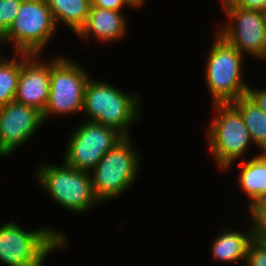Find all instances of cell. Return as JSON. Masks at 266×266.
Listing matches in <instances>:
<instances>
[{
	"label": "cell",
	"instance_id": "5bb4252c",
	"mask_svg": "<svg viewBox=\"0 0 266 266\" xmlns=\"http://www.w3.org/2000/svg\"><path fill=\"white\" fill-rule=\"evenodd\" d=\"M253 241L251 230L248 232L224 229L212 243L211 252L215 260L238 262L246 260L248 247Z\"/></svg>",
	"mask_w": 266,
	"mask_h": 266
},
{
	"label": "cell",
	"instance_id": "ba28073f",
	"mask_svg": "<svg viewBox=\"0 0 266 266\" xmlns=\"http://www.w3.org/2000/svg\"><path fill=\"white\" fill-rule=\"evenodd\" d=\"M56 29L45 0H23L12 26L2 36V42H12L15 53L39 55Z\"/></svg>",
	"mask_w": 266,
	"mask_h": 266
},
{
	"label": "cell",
	"instance_id": "7c38bea8",
	"mask_svg": "<svg viewBox=\"0 0 266 266\" xmlns=\"http://www.w3.org/2000/svg\"><path fill=\"white\" fill-rule=\"evenodd\" d=\"M37 57L38 54L21 53V71L14 101L43 113L50 92V62H41Z\"/></svg>",
	"mask_w": 266,
	"mask_h": 266
},
{
	"label": "cell",
	"instance_id": "5b68a950",
	"mask_svg": "<svg viewBox=\"0 0 266 266\" xmlns=\"http://www.w3.org/2000/svg\"><path fill=\"white\" fill-rule=\"evenodd\" d=\"M206 62V83L213 103H231L246 95L248 86L242 76L243 54L215 34Z\"/></svg>",
	"mask_w": 266,
	"mask_h": 266
},
{
	"label": "cell",
	"instance_id": "4fadbf2b",
	"mask_svg": "<svg viewBox=\"0 0 266 266\" xmlns=\"http://www.w3.org/2000/svg\"><path fill=\"white\" fill-rule=\"evenodd\" d=\"M125 20L122 11L90 7L87 22L77 36L86 41L93 36L103 43L120 40L126 33Z\"/></svg>",
	"mask_w": 266,
	"mask_h": 266
},
{
	"label": "cell",
	"instance_id": "cb8c5ba5",
	"mask_svg": "<svg viewBox=\"0 0 266 266\" xmlns=\"http://www.w3.org/2000/svg\"><path fill=\"white\" fill-rule=\"evenodd\" d=\"M232 4L242 9L258 10L266 13V0H235Z\"/></svg>",
	"mask_w": 266,
	"mask_h": 266
},
{
	"label": "cell",
	"instance_id": "30bf717a",
	"mask_svg": "<svg viewBox=\"0 0 266 266\" xmlns=\"http://www.w3.org/2000/svg\"><path fill=\"white\" fill-rule=\"evenodd\" d=\"M226 24L220 25L217 33L244 56L264 59V23L266 13L246 10L233 4L224 5Z\"/></svg>",
	"mask_w": 266,
	"mask_h": 266
},
{
	"label": "cell",
	"instance_id": "f1b7e54d",
	"mask_svg": "<svg viewBox=\"0 0 266 266\" xmlns=\"http://www.w3.org/2000/svg\"><path fill=\"white\" fill-rule=\"evenodd\" d=\"M1 43H2V36L0 35V45H1ZM1 51V50H0Z\"/></svg>",
	"mask_w": 266,
	"mask_h": 266
},
{
	"label": "cell",
	"instance_id": "484cf974",
	"mask_svg": "<svg viewBox=\"0 0 266 266\" xmlns=\"http://www.w3.org/2000/svg\"><path fill=\"white\" fill-rule=\"evenodd\" d=\"M127 3L133 8H139L144 4L145 0H126Z\"/></svg>",
	"mask_w": 266,
	"mask_h": 266
},
{
	"label": "cell",
	"instance_id": "7402d4cb",
	"mask_svg": "<svg viewBox=\"0 0 266 266\" xmlns=\"http://www.w3.org/2000/svg\"><path fill=\"white\" fill-rule=\"evenodd\" d=\"M246 95L266 114V89L251 88V86H248Z\"/></svg>",
	"mask_w": 266,
	"mask_h": 266
},
{
	"label": "cell",
	"instance_id": "ac0fdd59",
	"mask_svg": "<svg viewBox=\"0 0 266 266\" xmlns=\"http://www.w3.org/2000/svg\"><path fill=\"white\" fill-rule=\"evenodd\" d=\"M14 55L16 57L8 60L0 54V106L15 99L21 71V53H14Z\"/></svg>",
	"mask_w": 266,
	"mask_h": 266
},
{
	"label": "cell",
	"instance_id": "83f0119b",
	"mask_svg": "<svg viewBox=\"0 0 266 266\" xmlns=\"http://www.w3.org/2000/svg\"><path fill=\"white\" fill-rule=\"evenodd\" d=\"M235 0H220L221 6L232 4Z\"/></svg>",
	"mask_w": 266,
	"mask_h": 266
},
{
	"label": "cell",
	"instance_id": "3957f363",
	"mask_svg": "<svg viewBox=\"0 0 266 266\" xmlns=\"http://www.w3.org/2000/svg\"><path fill=\"white\" fill-rule=\"evenodd\" d=\"M132 143L130 137H125L107 151L90 172L93 191L99 204L122 195L137 180L141 157L139 158Z\"/></svg>",
	"mask_w": 266,
	"mask_h": 266
},
{
	"label": "cell",
	"instance_id": "9c48e42d",
	"mask_svg": "<svg viewBox=\"0 0 266 266\" xmlns=\"http://www.w3.org/2000/svg\"><path fill=\"white\" fill-rule=\"evenodd\" d=\"M69 137L64 163L90 172L125 137L114 128L88 121L80 124Z\"/></svg>",
	"mask_w": 266,
	"mask_h": 266
},
{
	"label": "cell",
	"instance_id": "9a60e30c",
	"mask_svg": "<svg viewBox=\"0 0 266 266\" xmlns=\"http://www.w3.org/2000/svg\"><path fill=\"white\" fill-rule=\"evenodd\" d=\"M239 170V187L250 197V205L266 194V153L241 161Z\"/></svg>",
	"mask_w": 266,
	"mask_h": 266
},
{
	"label": "cell",
	"instance_id": "8992f818",
	"mask_svg": "<svg viewBox=\"0 0 266 266\" xmlns=\"http://www.w3.org/2000/svg\"><path fill=\"white\" fill-rule=\"evenodd\" d=\"M214 120L207 127L210 154L220 169H229L253 144L243 118L231 103H212Z\"/></svg>",
	"mask_w": 266,
	"mask_h": 266
},
{
	"label": "cell",
	"instance_id": "7a4b0ae2",
	"mask_svg": "<svg viewBox=\"0 0 266 266\" xmlns=\"http://www.w3.org/2000/svg\"><path fill=\"white\" fill-rule=\"evenodd\" d=\"M34 230L26 231L13 221L1 225V263L7 266H43L51 252L67 244L65 235L52 227Z\"/></svg>",
	"mask_w": 266,
	"mask_h": 266
},
{
	"label": "cell",
	"instance_id": "d4e9b609",
	"mask_svg": "<svg viewBox=\"0 0 266 266\" xmlns=\"http://www.w3.org/2000/svg\"><path fill=\"white\" fill-rule=\"evenodd\" d=\"M248 211L266 212V194L260 196L254 203L248 205Z\"/></svg>",
	"mask_w": 266,
	"mask_h": 266
},
{
	"label": "cell",
	"instance_id": "ffe728a7",
	"mask_svg": "<svg viewBox=\"0 0 266 266\" xmlns=\"http://www.w3.org/2000/svg\"><path fill=\"white\" fill-rule=\"evenodd\" d=\"M251 217L252 239L266 244V212L249 211Z\"/></svg>",
	"mask_w": 266,
	"mask_h": 266
},
{
	"label": "cell",
	"instance_id": "d6986e66",
	"mask_svg": "<svg viewBox=\"0 0 266 266\" xmlns=\"http://www.w3.org/2000/svg\"><path fill=\"white\" fill-rule=\"evenodd\" d=\"M23 0H0V35L12 26Z\"/></svg>",
	"mask_w": 266,
	"mask_h": 266
},
{
	"label": "cell",
	"instance_id": "4316f807",
	"mask_svg": "<svg viewBox=\"0 0 266 266\" xmlns=\"http://www.w3.org/2000/svg\"><path fill=\"white\" fill-rule=\"evenodd\" d=\"M264 36H265V49H264V60L266 59V17L264 23Z\"/></svg>",
	"mask_w": 266,
	"mask_h": 266
},
{
	"label": "cell",
	"instance_id": "8fae6325",
	"mask_svg": "<svg viewBox=\"0 0 266 266\" xmlns=\"http://www.w3.org/2000/svg\"><path fill=\"white\" fill-rule=\"evenodd\" d=\"M44 123L36 108L12 101L0 106V156L9 157Z\"/></svg>",
	"mask_w": 266,
	"mask_h": 266
},
{
	"label": "cell",
	"instance_id": "603a6c76",
	"mask_svg": "<svg viewBox=\"0 0 266 266\" xmlns=\"http://www.w3.org/2000/svg\"><path fill=\"white\" fill-rule=\"evenodd\" d=\"M124 6L131 7L126 0H91L90 7L122 11L121 9Z\"/></svg>",
	"mask_w": 266,
	"mask_h": 266
},
{
	"label": "cell",
	"instance_id": "e0dca14e",
	"mask_svg": "<svg viewBox=\"0 0 266 266\" xmlns=\"http://www.w3.org/2000/svg\"><path fill=\"white\" fill-rule=\"evenodd\" d=\"M231 104L238 110L253 144L266 153V114L247 96H241Z\"/></svg>",
	"mask_w": 266,
	"mask_h": 266
},
{
	"label": "cell",
	"instance_id": "277c9868",
	"mask_svg": "<svg viewBox=\"0 0 266 266\" xmlns=\"http://www.w3.org/2000/svg\"><path fill=\"white\" fill-rule=\"evenodd\" d=\"M38 165L36 176L40 187L65 210L85 214L99 203L90 172L74 169L64 162L62 166L45 162Z\"/></svg>",
	"mask_w": 266,
	"mask_h": 266
},
{
	"label": "cell",
	"instance_id": "52a82bcc",
	"mask_svg": "<svg viewBox=\"0 0 266 266\" xmlns=\"http://www.w3.org/2000/svg\"><path fill=\"white\" fill-rule=\"evenodd\" d=\"M71 60L59 55L50 60V92L42 113L44 122L52 115H72L83 110L84 91L90 76Z\"/></svg>",
	"mask_w": 266,
	"mask_h": 266
},
{
	"label": "cell",
	"instance_id": "44dd1931",
	"mask_svg": "<svg viewBox=\"0 0 266 266\" xmlns=\"http://www.w3.org/2000/svg\"><path fill=\"white\" fill-rule=\"evenodd\" d=\"M245 264L247 266H266V244L253 240L248 247Z\"/></svg>",
	"mask_w": 266,
	"mask_h": 266
},
{
	"label": "cell",
	"instance_id": "2e32d148",
	"mask_svg": "<svg viewBox=\"0 0 266 266\" xmlns=\"http://www.w3.org/2000/svg\"><path fill=\"white\" fill-rule=\"evenodd\" d=\"M56 26L65 23L76 35L85 26L91 0H45Z\"/></svg>",
	"mask_w": 266,
	"mask_h": 266
},
{
	"label": "cell",
	"instance_id": "6da1fadb",
	"mask_svg": "<svg viewBox=\"0 0 266 266\" xmlns=\"http://www.w3.org/2000/svg\"><path fill=\"white\" fill-rule=\"evenodd\" d=\"M119 89L90 77L84 91L82 112L88 121L114 128L124 137H130L128 127L141 118L140 100L138 93L128 94Z\"/></svg>",
	"mask_w": 266,
	"mask_h": 266
}]
</instances>
